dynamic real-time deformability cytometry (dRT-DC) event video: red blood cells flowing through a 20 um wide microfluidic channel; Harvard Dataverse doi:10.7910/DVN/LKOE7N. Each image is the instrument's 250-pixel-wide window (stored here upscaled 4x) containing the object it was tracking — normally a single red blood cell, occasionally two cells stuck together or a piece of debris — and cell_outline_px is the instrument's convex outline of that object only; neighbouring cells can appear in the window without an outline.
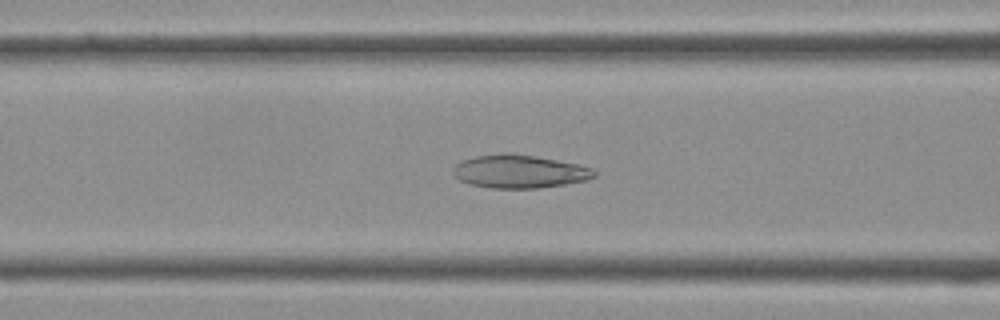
{"species": "Egyptian fruit bat (a non-hibernating species)", "species_latin": "Rousettus aegyptiacus", "temperature_condition": "cold", "stored_images_in_passage": 39, "camera_frame_rate_fps": 3000, "um_per_image_px": 0.085, "frame": {"image": 1, "passage_image": 15, "time_ms": 4.667, "image_size_px": [1000, 320], "cell_outline_px": [[596, 176], [584, 180], [564, 184], [540, 188], [492, 188], [468, 184], [460, 180], [452, 172], [452, 168], [456, 164], [464, 160], [476, 156], [508, 152], [512, 152], [556, 160], [576, 164], [592, 168], [596, 172]], "centroid_in_image_um": [44.12, 14.57], "position_along_channel_um": 122.5, "area_um2": 27.17}}
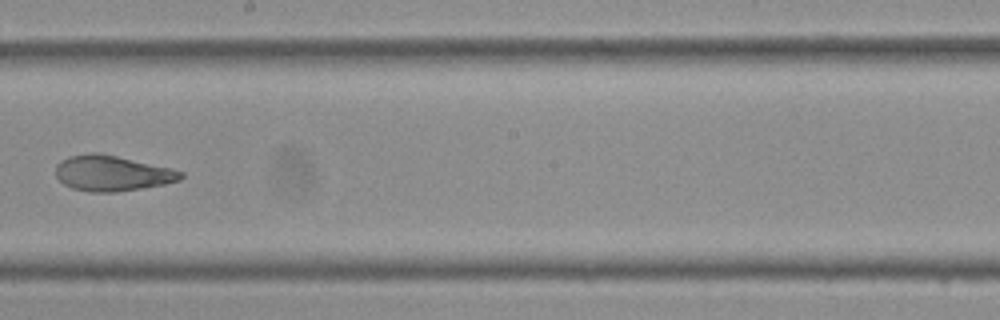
{"frame": {"image": 2, "passage_image": 22, "time_ms": 7.0, "image_size_px": [1000, 320], "cell_outline_px": [[184, 176], [180, 180], [164, 184], [116, 192], [88, 192], [72, 188], [64, 184], [56, 176], [56, 164], [60, 160], [68, 156], [92, 152], [100, 152], [172, 168], [184, 172]], "centroid_in_image_um": [9.52, 14.71], "position_along_channel_um": 238.7, "area_um2": 26.07}}
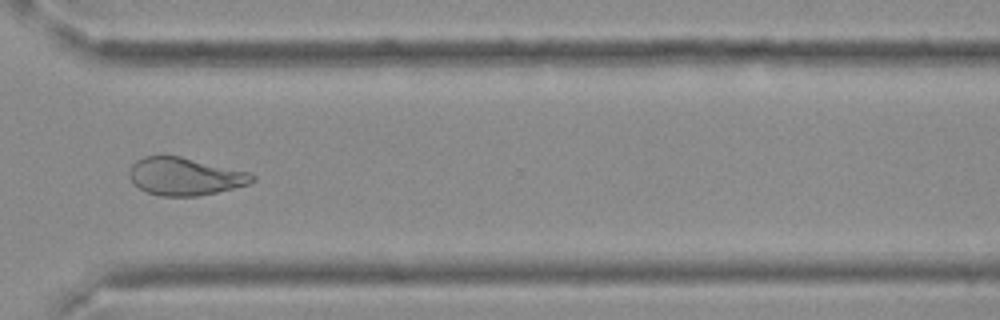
{"frame": {"image": 3, "passage_image": 29, "time_ms": 9.333, "image_size_px": [1000, 320], "cell_outline_px": [[256, 180], [248, 184], [216, 192], [196, 196], [160, 196], [148, 192], [140, 188], [128, 176], [128, 172], [132, 164], [136, 160], [144, 156], [180, 156], [248, 172], [256, 176]], "centroid_in_image_um": [15.71, 14.99], "position_along_channel_um": 354.9, "area_um2": 26.7}}